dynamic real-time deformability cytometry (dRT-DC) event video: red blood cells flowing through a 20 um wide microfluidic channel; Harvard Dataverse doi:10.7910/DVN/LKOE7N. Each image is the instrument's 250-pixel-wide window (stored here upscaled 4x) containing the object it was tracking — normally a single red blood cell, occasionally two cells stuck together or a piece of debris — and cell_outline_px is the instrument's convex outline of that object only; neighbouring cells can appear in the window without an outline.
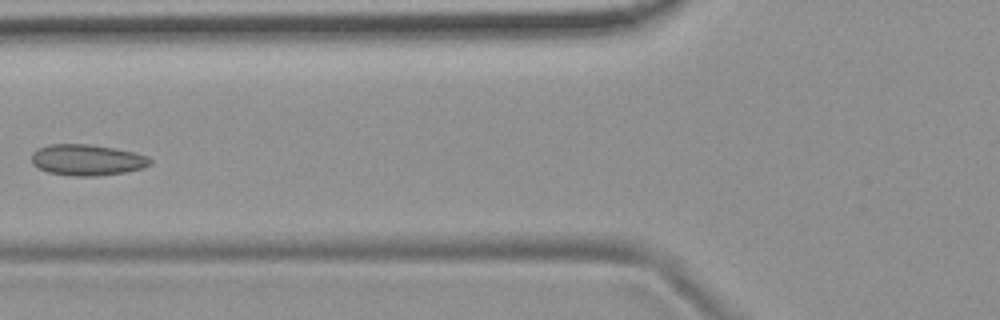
{"species": "common noctule bat (a hibernating species)", "species_latin": "Nyctalus noctula", "temperature_condition": "room temperature", "stored_images_in_passage": 11, "camera_frame_rate_fps": 3000, "um_per_image_px": 0.085, "animal": {"sex": "female", "body_mass_g": 19.9}, "frame": {"image": 1, "passage_image": 7, "time_ms": 8.0, "image_size_px": [1000, 320], "cell_outline_px": [[152, 164], [144, 168], [124, 172], [96, 176], [72, 176], [48, 172], [32, 164], [32, 152], [36, 148], [48, 144], [88, 144], [116, 148], [148, 156], [152, 160]], "centroid_in_image_um": [7.4, 13.59], "position_along_channel_um": 118.4, "area_um2": 21.62}}
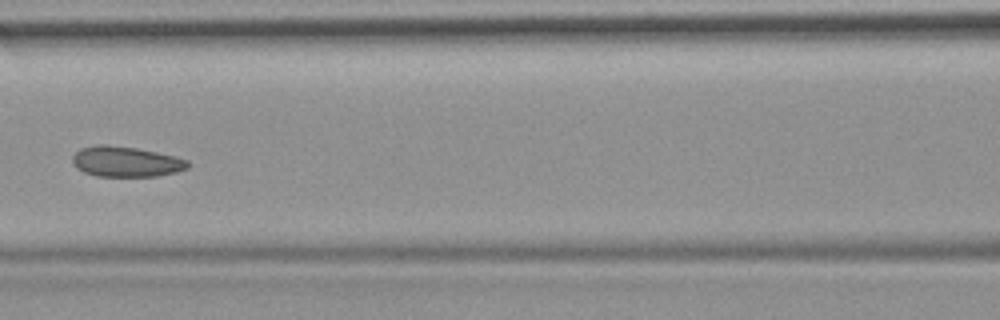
{"frame": {"image": 2, "passage_image": 8, "time_ms": 9.0, "image_size_px": [1000, 320], "cell_outline_px": [[188, 168], [176, 172], [156, 176], [96, 176], [84, 172], [76, 168], [72, 164], [72, 156], [80, 148], [96, 144], [108, 144], [136, 148], [176, 156], [188, 160]], "centroid_in_image_um": [10.67, 13.73], "position_along_channel_um": 155.9, "area_um2": 20.58}}